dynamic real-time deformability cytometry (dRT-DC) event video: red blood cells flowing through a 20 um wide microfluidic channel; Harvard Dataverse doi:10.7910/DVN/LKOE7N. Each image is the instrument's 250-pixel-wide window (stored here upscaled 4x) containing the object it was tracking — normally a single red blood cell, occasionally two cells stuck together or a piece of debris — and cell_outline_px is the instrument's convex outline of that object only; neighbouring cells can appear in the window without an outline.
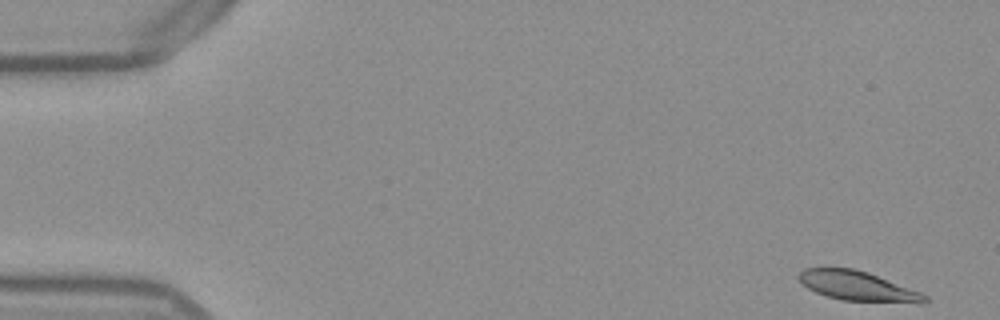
{"species": "Egyptian fruit bat (a non-hibernating species)", "species_latin": "Rousettus aegyptiacus", "temperature_condition": "warm", "stored_images_in_passage": 51, "camera_frame_rate_fps": 3000, "um_per_image_px": 0.085, "frame": {"image": 1, "passage_image": 1, "time_ms": 0.0, "image_size_px": [1000, 320], "cell_outline_px": [[928, 300], [924, 304], [920, 304], [840, 300], [816, 292], [808, 288], [796, 276], [804, 268], [852, 268], [876, 276], [920, 292], [928, 296]], "centroid_in_image_um": [72.92, 24.34], "position_along_channel_um": 12.1, "area_um2": 21.5}}
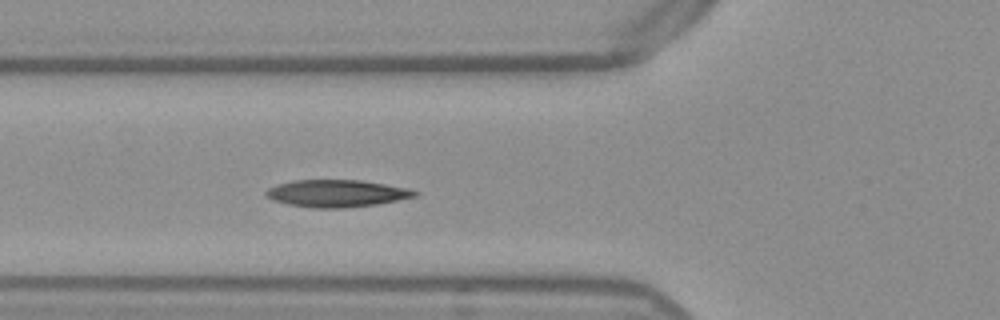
{"frame": {"image": 2, "passage_image": 18, "time_ms": 5.667, "image_size_px": [1000, 320], "cell_outline_px": [[420, 192], [416, 196], [376, 204], [344, 208], [312, 208], [288, 204], [272, 200], [264, 192], [268, 188], [292, 180], [360, 180], [408, 188]], "centroid_in_image_um": [28.61, 16.44], "position_along_channel_um": 97.2, "area_um2": 23.41}}
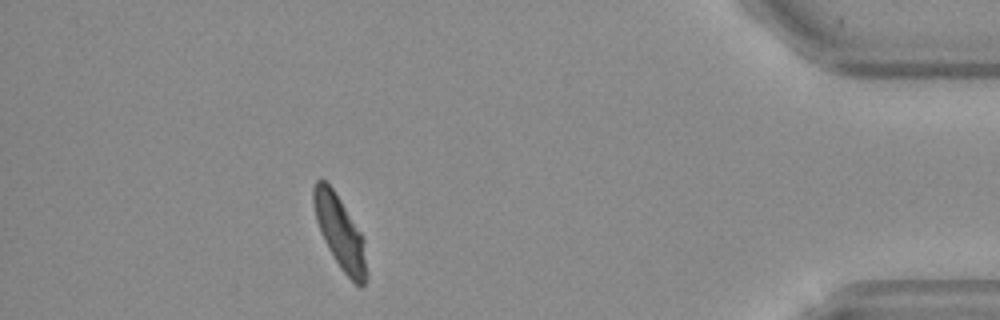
{"frame": {"image": 3, "passage_image": 46, "time_ms": 15.0, "image_size_px": [1000, 320], "cell_outline_px": [[368, 276], [364, 284], [360, 288], [340, 268], [328, 248], [320, 232], [316, 220], [312, 204], [312, 188], [316, 180], [324, 180], [332, 188], [340, 200], [360, 232], [364, 240], [368, 272]], "centroid_in_image_um": [28.89, 19.78], "position_along_channel_um": 406.3, "area_um2": 22.43}, "authors_computed_cell_mechanics": {"area_um2": 22.8888, "velocity_mm_per_s": 3.8336, "shape_relaxation_time_tau1_ms": 3.3262, "shape_relaxation_time_tau2_ms": 1.1327, "deformation_change_tau1": 0.1437, "deformation_change_tau2": 0.0645}}